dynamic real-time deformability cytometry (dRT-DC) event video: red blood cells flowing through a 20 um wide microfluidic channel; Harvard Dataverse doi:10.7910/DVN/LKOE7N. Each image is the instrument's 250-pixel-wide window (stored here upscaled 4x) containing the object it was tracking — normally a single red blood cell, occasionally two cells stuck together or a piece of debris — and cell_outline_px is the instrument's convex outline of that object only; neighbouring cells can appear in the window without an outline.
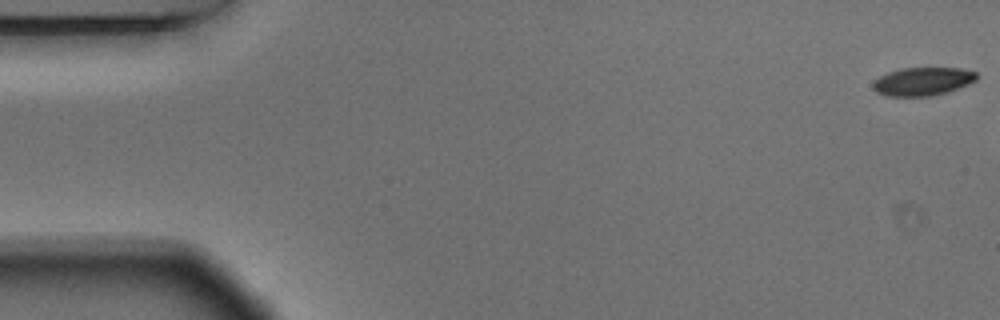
{"species": "Egyptian fruit bat (a non-hibernating species)", "species_latin": "Rousettus aegyptiacus", "temperature_condition": "warm", "stored_images_in_passage": 10, "camera_frame_rate_fps": 3000, "um_per_image_px": 0.085, "animal": {"sex": "male"}, "frame": {"image": 1, "passage_image": 1, "time_ms": 0.0, "image_size_px": [1000, 320], "cell_outline_px": [[976, 80], [968, 84], [948, 92], [932, 96], [888, 96], [876, 92], [872, 88], [872, 84], [880, 76], [888, 72], [900, 68], [960, 68], [976, 72]], "centroid_in_image_um": [78.41, 6.92], "position_along_channel_um": 6.6, "area_um2": 17.05}}